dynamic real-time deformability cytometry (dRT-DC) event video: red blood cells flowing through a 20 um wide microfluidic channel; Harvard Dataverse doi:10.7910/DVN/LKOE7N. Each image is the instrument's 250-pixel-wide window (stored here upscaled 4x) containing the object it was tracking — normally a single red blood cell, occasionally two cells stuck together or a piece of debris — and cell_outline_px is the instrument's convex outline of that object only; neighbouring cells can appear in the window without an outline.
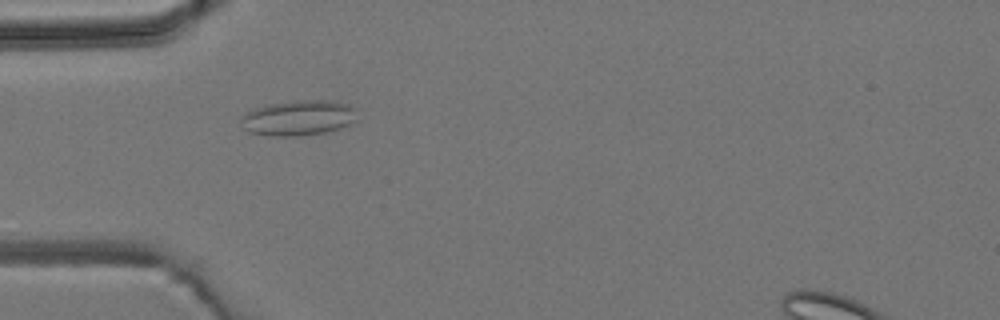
{"species": "common noctule bat (a hibernating species)", "species_latin": "Nyctalus noctula", "temperature_condition": "room temperature", "stored_images_in_passage": 2, "camera_frame_rate_fps": 3000, "um_per_image_px": 0.085, "animal": {"sex": "male", "body_mass_g": 19.2, "forearm_length_mm": 51.8}, "frame": {"image": 1, "passage_image": 2, "time_ms": 1.333, "image_size_px": [1000, 320], "cell_outline_px": [[360, 120], [332, 132], [300, 136], [272, 136], [248, 132], [244, 128], [240, 120], [240, 116], [252, 108], [268, 104], [292, 100], [332, 100], [348, 104], [356, 108]], "centroid_in_image_um": [25.43, 10.02], "position_along_channel_um": 59.6, "area_um2": 24.8}}